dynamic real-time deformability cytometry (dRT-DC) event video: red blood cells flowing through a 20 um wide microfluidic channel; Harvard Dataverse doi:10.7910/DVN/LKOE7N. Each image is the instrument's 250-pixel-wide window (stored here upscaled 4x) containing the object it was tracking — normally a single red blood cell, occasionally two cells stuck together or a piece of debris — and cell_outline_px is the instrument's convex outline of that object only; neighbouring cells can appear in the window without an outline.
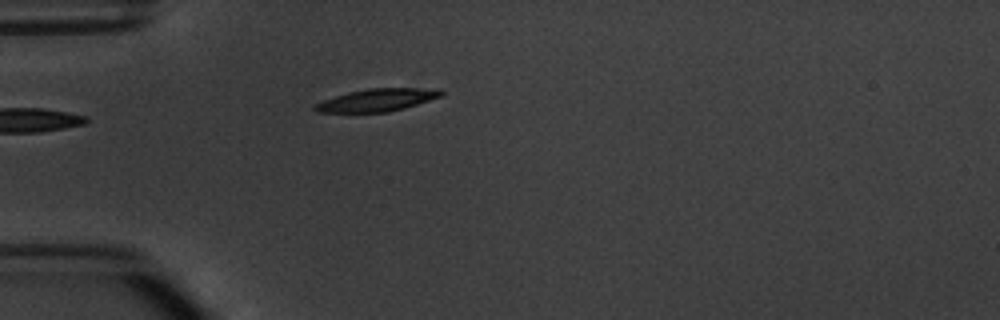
{"species": "common noctule bat (a hibernating species)", "species_latin": "Nyctalus noctula", "temperature_condition": "warm", "stored_images_in_passage": 2, "camera_frame_rate_fps": 3000, "um_per_image_px": 0.085, "animal": {"sex": "male", "body_mass_g": 20.1, "forearm_length_mm": 53.5}, "frame": {"image": 1, "passage_image": 2, "time_ms": 1.333, "image_size_px": [1000, 320], "cell_outline_px": [[444, 92], [440, 96], [404, 108], [388, 112], [316, 112], [312, 108], [312, 104], [348, 92], [368, 88], [440, 88]], "centroid_in_image_um": [32.02, 8.5], "position_along_channel_um": 53.0, "area_um2": 16.53}}